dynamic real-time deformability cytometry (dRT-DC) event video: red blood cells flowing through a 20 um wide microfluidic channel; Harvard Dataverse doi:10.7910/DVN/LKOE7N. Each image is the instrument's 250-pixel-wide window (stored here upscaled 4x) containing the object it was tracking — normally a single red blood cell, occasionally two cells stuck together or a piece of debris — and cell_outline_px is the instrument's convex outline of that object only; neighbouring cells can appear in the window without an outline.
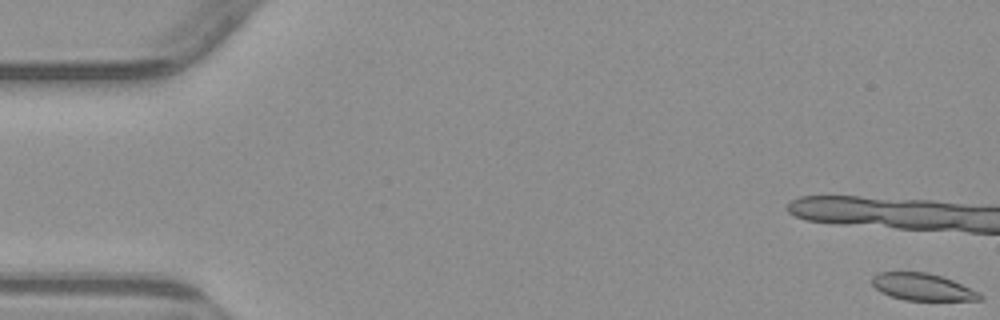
{"species": "common noctule bat (a hibernating species)", "species_latin": "Nyctalus noctula", "temperature_condition": "warm", "stored_images_in_passage": 7, "camera_frame_rate_fps": 3000, "um_per_image_px": 0.085, "animal": {"sex": "male", "body_mass_g": 23.1, "forearm_length_mm": 52.7}, "frame": {"image": 1, "passage_image": 1, "time_ms": 0.0, "image_size_px": [1000, 320], "cell_outline_px": [[984, 296], [980, 300], [904, 300], [888, 296], [880, 292], [872, 284], [872, 276], [880, 272], [924, 272], [940, 276], [952, 280], [980, 292]], "centroid_in_image_um": [78.4, 24.4], "position_along_channel_um": 6.6, "area_um2": 16.99}}
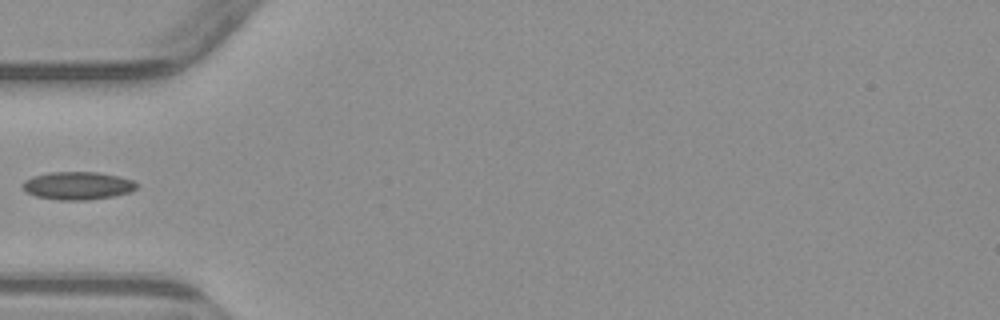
{"frame": {"image": 2, "passage_image": 6, "time_ms": 7.667, "image_size_px": [1000, 320], "cell_outline_px": [[140, 184], [136, 188], [128, 192], [112, 196], [88, 200], [60, 200], [36, 196], [24, 192], [20, 184], [24, 180], [32, 176], [48, 172], [96, 172], [116, 176], [132, 180]], "centroid_in_image_um": [6.53, 15.78], "position_along_channel_um": 78.5, "area_um2": 18.61}}
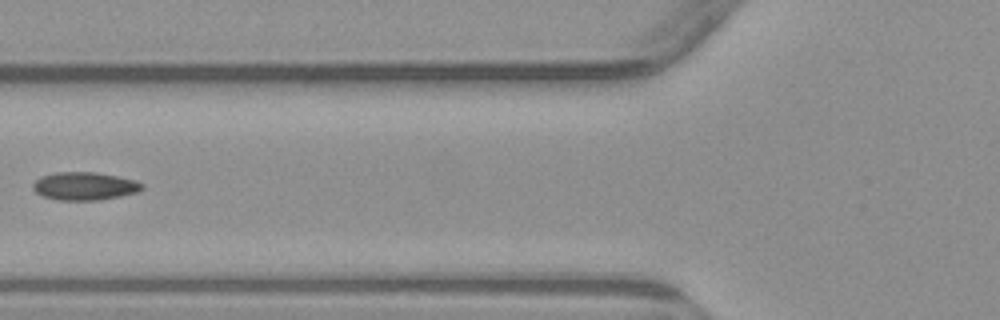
{"frame": {"image": 3, "passage_image": 7, "time_ms": 8.667, "image_size_px": [1000, 320], "cell_outline_px": [[144, 188], [140, 192], [100, 200], [56, 200], [40, 196], [32, 188], [32, 184], [40, 176], [56, 172], [96, 172], [136, 180], [144, 184]], "centroid_in_image_um": [7.19, 15.82], "position_along_channel_um": 118.6, "area_um2": 18.09}}